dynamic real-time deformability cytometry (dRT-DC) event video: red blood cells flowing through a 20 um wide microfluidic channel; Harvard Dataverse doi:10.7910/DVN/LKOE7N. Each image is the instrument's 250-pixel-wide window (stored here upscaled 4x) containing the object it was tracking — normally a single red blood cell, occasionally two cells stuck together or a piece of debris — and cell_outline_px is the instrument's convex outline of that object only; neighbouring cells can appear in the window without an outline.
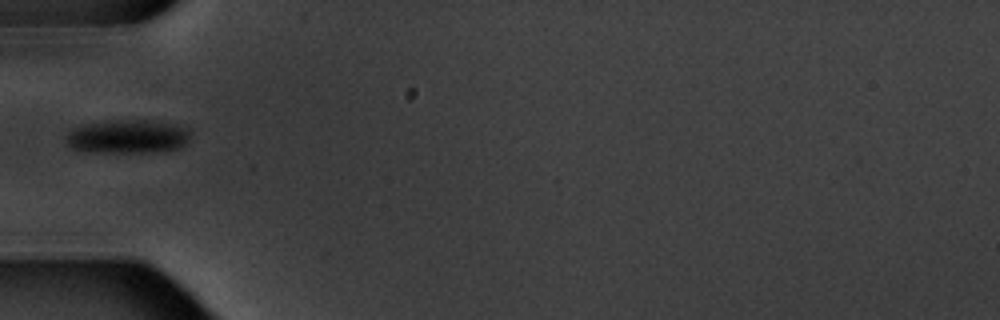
{"species": "common noctule bat (a hibernating species)", "species_latin": "Nyctalus noctula", "temperature_condition": "warm", "stored_images_in_passage": 1, "camera_frame_rate_fps": 3000, "um_per_image_px": 0.085, "animal": {"sex": "male", "body_mass_g": 20.1, "forearm_length_mm": 53.5}, "frame": {"image": 1, "passage_image": 1, "time_ms": 0.0, "image_size_px": [1000, 320], "cell_outline_px": [[192, 132], [188, 140], [180, 148], [152, 152], [80, 152], [72, 148], [68, 144], [68, 132], [76, 128], [88, 124], [108, 120], [144, 120], [176, 124], [188, 128]], "centroid_in_image_um": [10.89, 11.61], "position_along_channel_um": 74.1, "area_um2": 24.39}}